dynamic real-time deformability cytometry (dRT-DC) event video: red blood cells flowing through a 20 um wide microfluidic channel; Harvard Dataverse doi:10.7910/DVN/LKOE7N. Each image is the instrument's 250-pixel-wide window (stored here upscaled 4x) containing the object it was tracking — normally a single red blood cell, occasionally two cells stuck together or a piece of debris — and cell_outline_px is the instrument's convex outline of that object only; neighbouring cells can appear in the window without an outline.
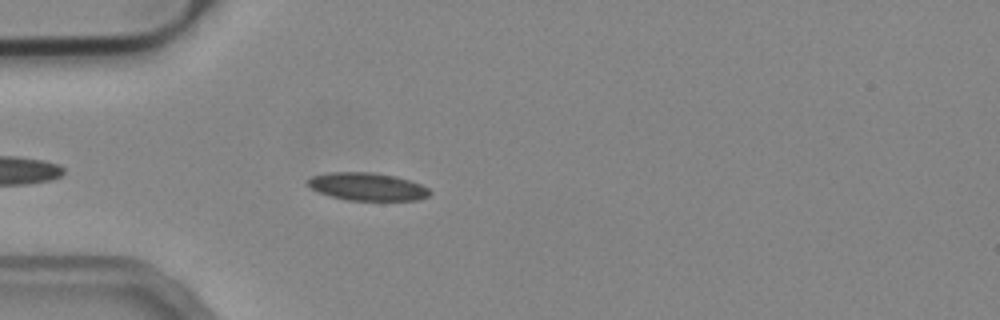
{"species": "common noctule bat (a hibernating species)", "species_latin": "Nyctalus noctula", "temperature_condition": "cold", "stored_images_in_passage": 15, "camera_frame_rate_fps": 3000, "um_per_image_px": 0.085, "animal": {"sex": "male", "body_mass_g": 19.2, "forearm_length_mm": 51.8}, "frame": {"image": 1, "passage_image": 5, "time_ms": 1.333, "image_size_px": [1000, 320], "cell_outline_px": [[432, 192], [428, 196], [416, 200], [348, 200], [332, 196], [320, 192], [312, 188], [308, 184], [308, 180], [312, 176], [328, 172], [372, 172], [396, 176], [420, 184], [428, 188]], "centroid_in_image_um": [31.24, 15.85], "position_along_channel_um": 53.8, "area_um2": 19.54}}
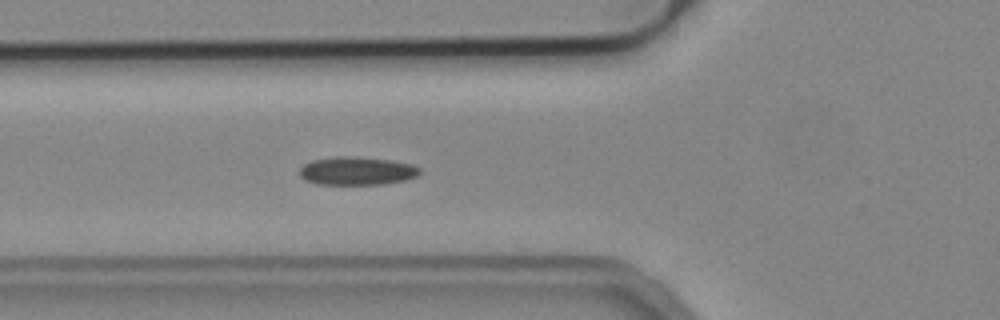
{"frame": {"image": 2, "passage_image": 9, "time_ms": 2.667, "image_size_px": [1000, 320], "cell_outline_px": [[420, 172], [416, 176], [404, 180], [380, 184], [316, 184], [304, 180], [300, 176], [300, 168], [304, 164], [312, 160], [336, 156], [356, 156], [388, 160], [412, 164], [420, 168]], "centroid_in_image_um": [30.29, 14.52], "position_along_channel_um": 95.5, "area_um2": 19.71}}